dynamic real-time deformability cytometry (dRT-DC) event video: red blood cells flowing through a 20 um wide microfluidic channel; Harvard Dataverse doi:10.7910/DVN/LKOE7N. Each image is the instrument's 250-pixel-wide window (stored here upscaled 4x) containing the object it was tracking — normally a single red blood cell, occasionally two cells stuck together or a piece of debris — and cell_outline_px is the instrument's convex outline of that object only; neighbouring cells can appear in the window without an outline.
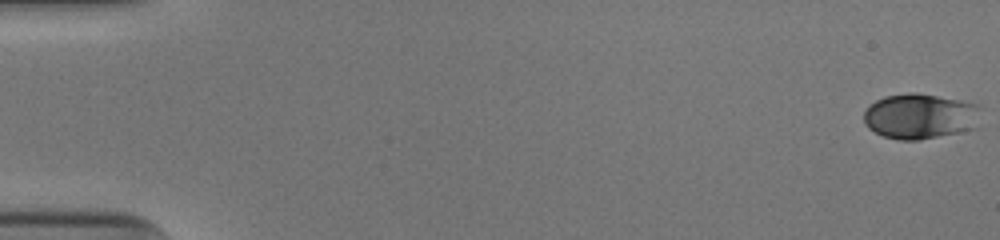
{"species": "human", "species_latin": "Homo sapiens", "temperature_condition": "cold", "stored_images_in_passage": 53, "camera_frame_rate_fps": 3000, "um_per_image_px": 0.085, "donor": {"sex": "male"}, "frame": {"image": 1, "passage_image": 1, "time_ms": 0.0, "image_size_px": [1000, 240], "cell_outline_px": [[980, 128], [960, 132], [916, 140], [900, 140], [884, 136], [868, 128], [864, 124], [864, 112], [868, 104], [884, 96], [912, 92], [916, 92], [960, 100], [976, 104]], "centroid_in_image_um": [78.19, 9.88], "position_along_channel_um": 6.8, "area_um2": 31.04}}
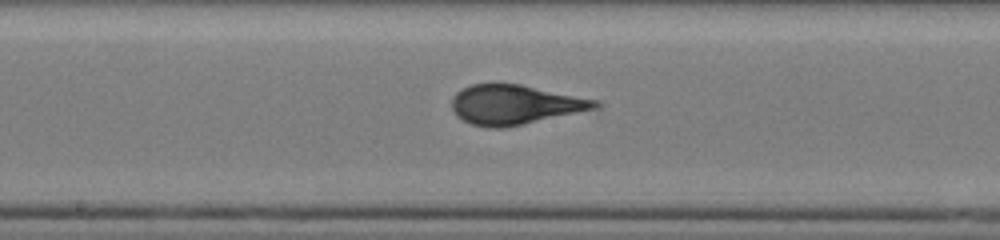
{"frame": {"image": 2, "passage_image": 29, "time_ms": 9.333, "image_size_px": [1000, 240], "cell_outline_px": [[600, 104], [596, 108], [524, 124], [504, 128], [488, 128], [472, 124], [456, 116], [452, 108], [452, 96], [456, 92], [472, 84], [520, 84], [596, 100]], "centroid_in_image_um": [43.71, 8.9], "position_along_channel_um": 204.5, "area_um2": 32.6}}
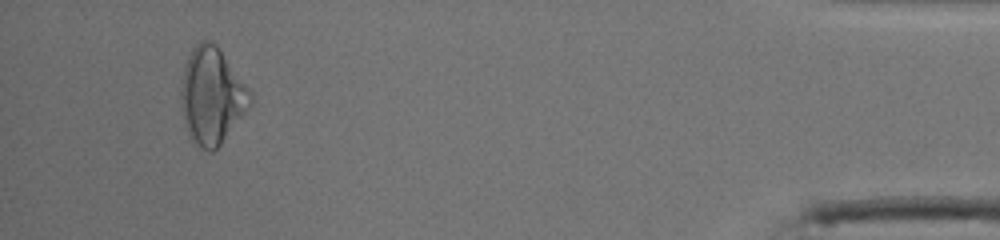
{"frame": {"image": 3, "passage_image": 50, "time_ms": 16.333, "image_size_px": [1000, 240], "cell_outline_px": [[252, 104], [220, 144], [212, 152], [208, 152], [200, 148], [188, 136], [184, 124], [180, 100], [180, 92], [184, 68], [188, 56], [192, 48], [200, 40], [208, 40], [216, 44], [252, 92]], "centroid_in_image_um": [17.99, 8.16], "position_along_channel_um": 417.2, "area_um2": 39.02}, "authors_computed_cell_mechanics": {"area_um2": 32.4258, "velocity_mm_per_s": 3.974, "shape_relaxation_time_tau1_ms": 6.991, "shape_relaxation_time_tau2_ms": null, "deformation_change_tau1": 0.1987, "deformation_change_tau2": null}}